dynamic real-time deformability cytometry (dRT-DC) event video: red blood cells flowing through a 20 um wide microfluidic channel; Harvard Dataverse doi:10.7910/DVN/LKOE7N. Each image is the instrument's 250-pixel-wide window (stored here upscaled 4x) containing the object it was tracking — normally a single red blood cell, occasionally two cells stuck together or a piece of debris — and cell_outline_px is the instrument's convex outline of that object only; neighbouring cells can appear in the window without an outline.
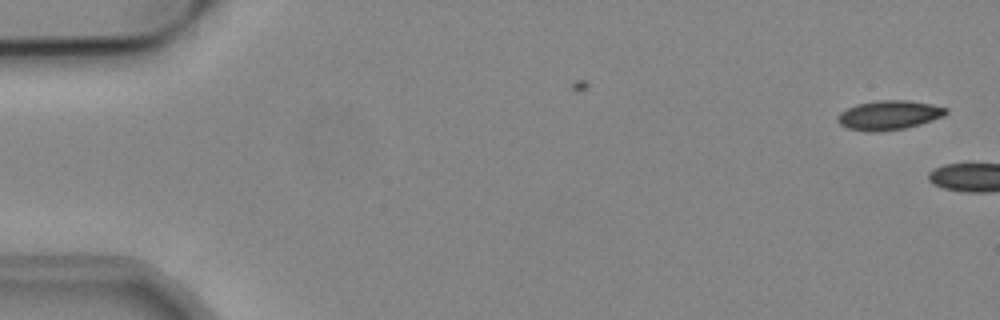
{"species": "common noctule bat (a hibernating species)", "species_latin": "Nyctalus noctula", "temperature_condition": "cold", "stored_images_in_passage": 3, "camera_frame_rate_fps": 3000, "um_per_image_px": 0.085, "animal": {"sex": "male", "body_mass_g": 19.2, "forearm_length_mm": 51.8}, "frame": {"image": 1, "passage_image": 1, "time_ms": 0.0, "image_size_px": [1000, 320], "cell_outline_px": [[948, 112], [944, 116], [920, 124], [904, 128], [880, 132], [868, 132], [848, 128], [840, 124], [836, 120], [836, 116], [840, 112], [856, 104], [876, 100], [908, 100], [932, 104], [948, 108]], "centroid_in_image_um": [75.55, 9.78], "position_along_channel_um": 9.5, "area_um2": 18.67}}